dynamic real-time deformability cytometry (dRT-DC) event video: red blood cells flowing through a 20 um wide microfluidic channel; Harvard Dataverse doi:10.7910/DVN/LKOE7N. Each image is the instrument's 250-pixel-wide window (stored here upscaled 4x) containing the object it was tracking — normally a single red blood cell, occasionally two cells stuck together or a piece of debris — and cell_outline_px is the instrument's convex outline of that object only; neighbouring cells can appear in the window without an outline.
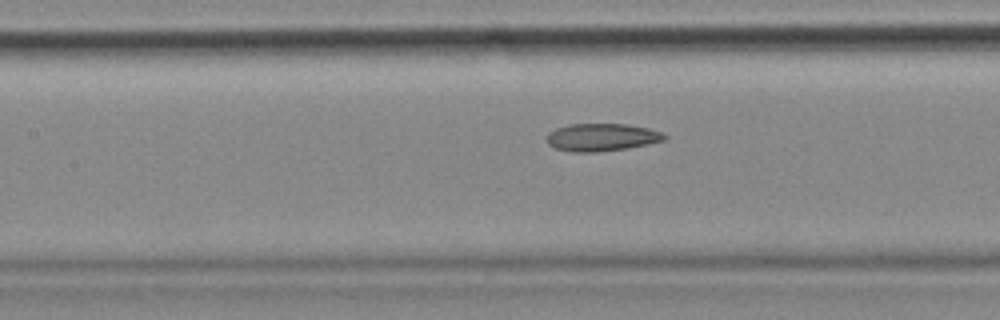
{"species": "common noctule bat (a hibernating species)", "species_latin": "Nyctalus noctula", "temperature_condition": "cold", "stored_images_in_passage": 56, "camera_frame_rate_fps": 3000, "um_per_image_px": 0.085, "animal": {"sex": "female", "body_mass_g": 18.4}, "frame": {"image": 1, "passage_image": 25, "time_ms": 8.0, "image_size_px": [1000, 320], "cell_outline_px": [[668, 136], [664, 140], [648, 144], [628, 148], [596, 152], [572, 152], [556, 148], [548, 144], [544, 136], [548, 132], [556, 128], [572, 124], [624, 124], [648, 128], [660, 132]], "centroid_in_image_um": [51.1, 11.67], "position_along_channel_um": 156.3, "area_um2": 18.96}}
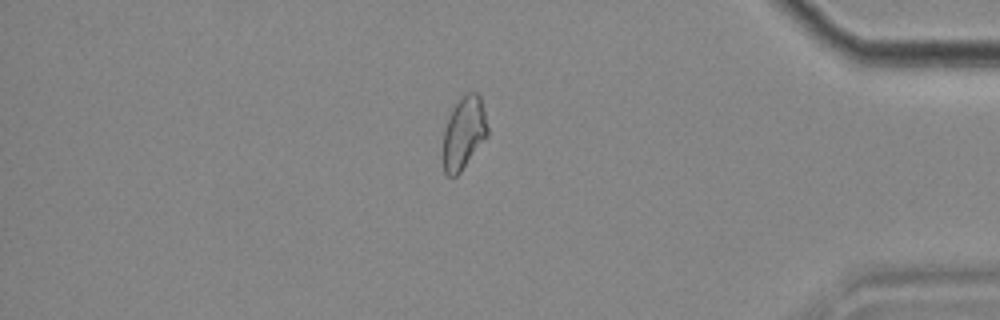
{"frame": {"image": 2, "passage_image": 48, "time_ms": 15.667, "image_size_px": [1000, 320], "cell_outline_px": [[488, 136], [460, 172], [456, 176], [448, 176], [444, 172], [440, 156], [444, 128], [452, 108], [468, 92], [476, 92], [480, 96], [488, 128]], "centroid_in_image_um": [39.38, 11.36], "position_along_channel_um": 395.8, "area_um2": 19.13}, "authors_computed_cell_mechanics": {"area_um2": 19.9121, "velocity_mm_per_s": 3.561, "shape_relaxation_time_tau1_ms": null, "shape_relaxation_time_tau2_ms": 10.8357, "deformation_change_tau1": null, "deformation_change_tau2": 0.1843}}